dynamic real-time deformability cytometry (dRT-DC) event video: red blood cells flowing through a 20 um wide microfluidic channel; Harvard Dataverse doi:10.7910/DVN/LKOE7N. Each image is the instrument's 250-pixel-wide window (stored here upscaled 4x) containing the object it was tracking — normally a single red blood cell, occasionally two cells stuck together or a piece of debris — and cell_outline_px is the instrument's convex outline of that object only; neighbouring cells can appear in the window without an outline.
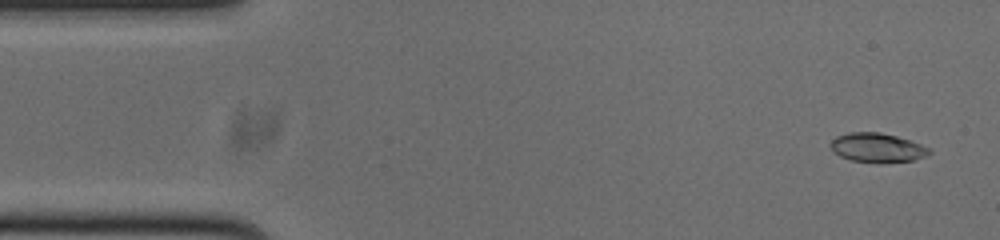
{"species": "common noctule bat (a hibernating species)", "species_latin": "Nyctalus noctula", "temperature_condition": "cold", "stored_images_in_passage": 53, "camera_frame_rate_fps": 3000, "um_per_image_px": 0.085, "animal": {"sex": "male", "body_mass_g": 20.0, "forearm_length_mm": 53.3}, "frame": {"image": 1, "passage_image": 3, "time_ms": 0.667, "image_size_px": [1000, 240], "cell_outline_px": [[932, 152], [916, 160], [880, 164], [852, 160], [840, 156], [832, 152], [828, 144], [836, 136], [848, 132], [880, 132], [896, 136], [932, 148]], "centroid_in_image_um": [74.55, 12.57], "position_along_channel_um": 10.5, "area_um2": 17.17}}
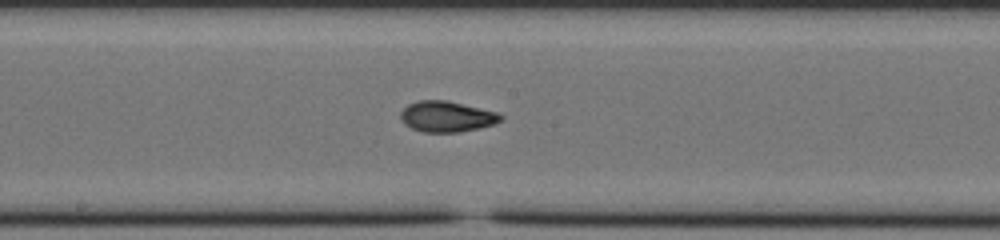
{"frame": {"image": 2, "passage_image": 27, "time_ms": 8.667, "image_size_px": [1000, 240], "cell_outline_px": [[504, 120], [496, 124], [480, 128], [460, 132], [424, 132], [412, 128], [404, 124], [400, 116], [400, 112], [408, 104], [416, 100], [444, 100], [500, 112], [504, 116]], "centroid_in_image_um": [38.02, 9.91], "position_along_channel_um": 210.2, "area_um2": 18.21}}
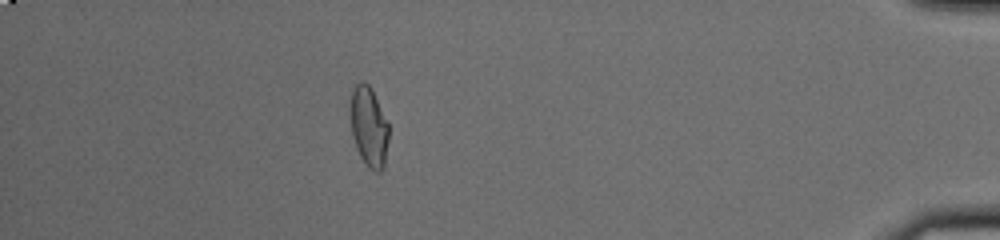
{"frame": {"image": 3, "passage_image": 47, "time_ms": 15.333, "image_size_px": [1000, 240], "cell_outline_px": [[388, 140], [384, 168], [380, 172], [376, 172], [368, 168], [364, 164], [356, 148], [352, 136], [348, 112], [348, 108], [352, 88], [360, 80], [364, 80], [368, 84], [388, 124]], "centroid_in_image_um": [31.3, 10.78], "position_along_channel_um": 403.9, "area_um2": 18.26}, "authors_computed_cell_mechanics": {"area_um2": 17.5712, "velocity_mm_per_s": 3.7823, "shape_relaxation_time_tau1_ms": 5.6065, "shape_relaxation_time_tau2_ms": 1.4181, "deformation_change_tau1": 0.1983, "deformation_change_tau2": 0.0681}}